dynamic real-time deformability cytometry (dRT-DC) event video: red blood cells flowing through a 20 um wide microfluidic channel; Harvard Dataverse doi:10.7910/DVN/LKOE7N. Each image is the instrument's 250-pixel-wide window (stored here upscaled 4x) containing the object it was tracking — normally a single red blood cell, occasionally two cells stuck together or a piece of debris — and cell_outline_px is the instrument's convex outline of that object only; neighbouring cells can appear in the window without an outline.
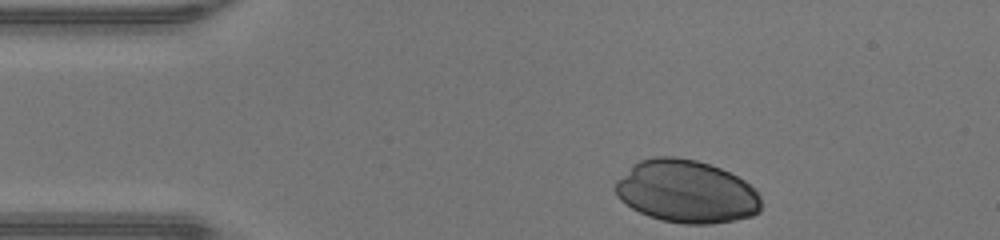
{"species": "human", "species_latin": "Homo sapiens", "temperature_condition": "warm", "stored_images_in_passage": 31, "camera_frame_rate_fps": 3000, "um_per_image_px": 0.085, "donor": {"sex": "male"}, "frame": {"image": 1, "passage_image": 1, "time_ms": 0.0, "image_size_px": [1000, 240], "cell_outline_px": [[760, 212], [752, 216], [712, 224], [684, 224], [660, 220], [648, 216], [632, 208], [620, 200], [616, 196], [616, 180], [640, 160], [652, 156], [676, 156], [696, 160], [720, 168], [744, 180], [756, 188], [760, 192]], "centroid_in_image_um": [58.36, 16.28], "position_along_channel_um": 26.6, "area_um2": 53.47}}
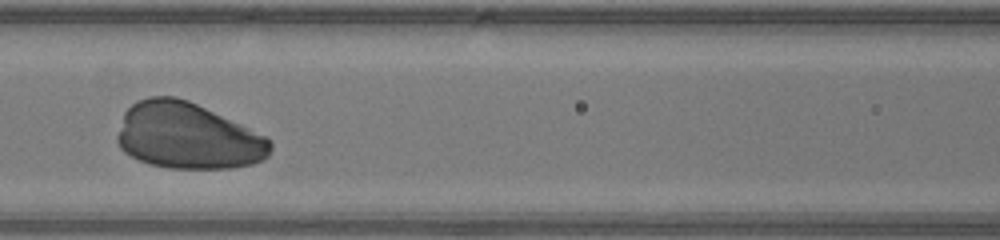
{"frame": {"image": 2, "passage_image": 14, "time_ms": 4.333, "image_size_px": [1000, 240], "cell_outline_px": [[272, 148], [268, 156], [264, 160], [252, 164], [232, 168], [168, 168], [148, 164], [124, 152], [120, 148], [116, 140], [116, 136], [124, 112], [136, 100], [148, 96], [176, 96], [188, 100], [240, 124], [264, 136], [272, 144]], "centroid_in_image_um": [15.91, 11.56], "position_along_channel_um": 150.7, "area_um2": 59.07}}
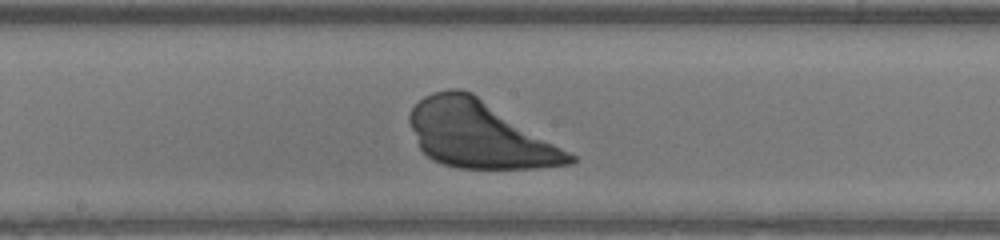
{"frame": {"image": 3, "passage_image": 18, "time_ms": 5.667, "image_size_px": [1000, 240], "cell_outline_px": [[576, 160], [572, 164], [536, 168], [460, 168], [444, 164], [432, 160], [420, 148], [408, 120], [408, 116], [412, 108], [424, 96], [432, 92], [448, 88], [460, 88], [472, 92], [576, 156]], "centroid_in_image_um": [40.73, 11.42], "position_along_channel_um": 207.5, "area_um2": 61.79}}